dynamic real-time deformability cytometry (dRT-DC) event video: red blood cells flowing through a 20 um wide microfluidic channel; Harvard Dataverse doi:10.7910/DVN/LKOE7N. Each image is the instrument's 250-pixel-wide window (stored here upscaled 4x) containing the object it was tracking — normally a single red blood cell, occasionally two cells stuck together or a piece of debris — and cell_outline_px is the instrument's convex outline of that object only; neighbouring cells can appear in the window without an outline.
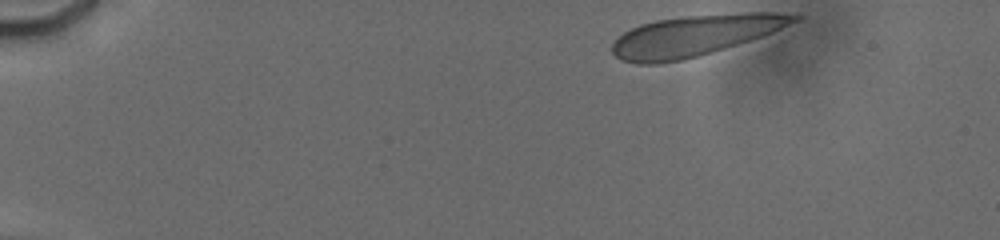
{"species": "human", "species_latin": "Homo sapiens", "temperature_condition": "cold", "stored_images_in_passage": 10, "camera_frame_rate_fps": 3000, "um_per_image_px": 0.085, "donor": {"sex": "male"}, "frame": {"image": 1, "passage_image": 1, "time_ms": 0.0, "image_size_px": [1000, 240], "cell_outline_px": [[800, 20], [772, 32], [724, 48], [696, 56], [680, 60], [656, 64], [636, 64], [620, 60], [612, 52], [612, 44], [624, 32], [640, 24], [656, 20], [684, 16], [744, 12], [776, 12], [800, 16]], "centroid_in_image_um": [59.02, 3.01], "position_along_channel_um": 26.0, "area_um2": 42.77}}
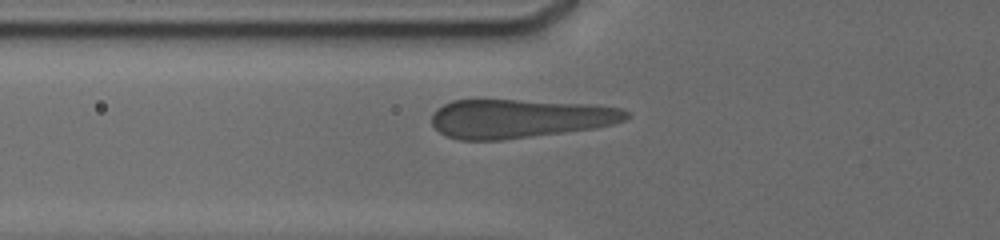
{"frame": {"image": 2, "passage_image": 6, "time_ms": 4.333, "image_size_px": [1000, 240], "cell_outline_px": [[628, 116], [624, 120], [612, 124], [596, 128], [500, 140], [460, 140], [448, 136], [440, 132], [432, 124], [432, 112], [436, 108], [452, 100], [516, 100], [596, 104], [624, 108], [628, 112]], "centroid_in_image_um": [44.17, 10.06], "position_along_channel_um": 81.6, "area_um2": 44.04}}
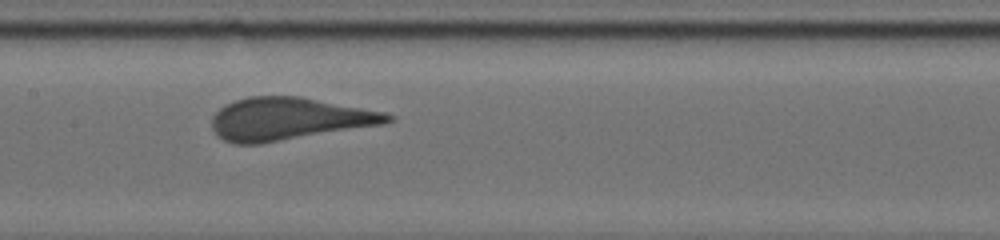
{"frame": {"image": 3, "passage_image": 9, "time_ms": 7.0, "image_size_px": [1000, 240], "cell_outline_px": [[396, 120], [380, 124], [260, 144], [236, 144], [224, 140], [216, 136], [212, 128], [212, 116], [224, 104], [248, 96], [300, 96], [384, 112], [396, 116]], "centroid_in_image_um": [24.5, 10.1], "position_along_channel_um": 182.9, "area_um2": 43.41}}